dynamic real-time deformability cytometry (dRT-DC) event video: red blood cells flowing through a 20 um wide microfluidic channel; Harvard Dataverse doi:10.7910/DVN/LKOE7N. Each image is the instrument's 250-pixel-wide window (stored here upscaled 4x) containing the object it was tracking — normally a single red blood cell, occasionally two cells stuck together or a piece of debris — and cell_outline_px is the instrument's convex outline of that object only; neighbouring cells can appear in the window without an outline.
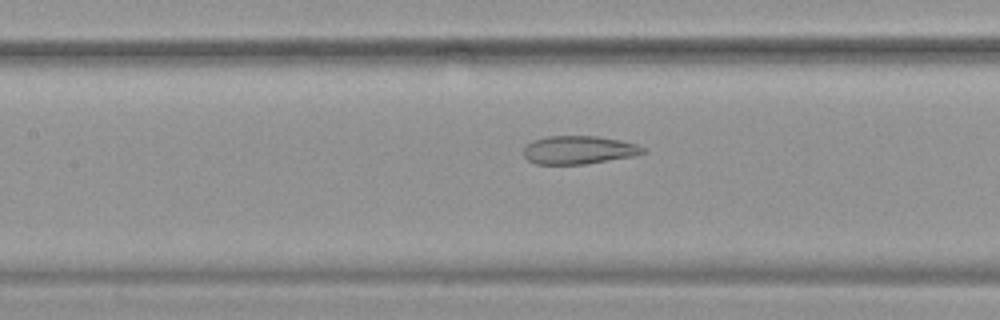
{"species": "common noctule bat (a hibernating species)", "species_latin": "Nyctalus noctula", "temperature_condition": "warm", "stored_images_in_passage": 49, "camera_frame_rate_fps": 3000, "um_per_image_px": 0.085, "animal": {"sex": "female", "body_mass_g": 19.9}, "frame": {"image": 1, "passage_image": 20, "time_ms": 6.333, "image_size_px": [1000, 320], "cell_outline_px": [[648, 152], [636, 156], [584, 164], [536, 164], [528, 160], [524, 156], [524, 148], [532, 140], [548, 136], [596, 136], [620, 140], [636, 144], [648, 148]], "centroid_in_image_um": [49.25, 12.75], "position_along_channel_um": 158.1, "area_um2": 19.83}}
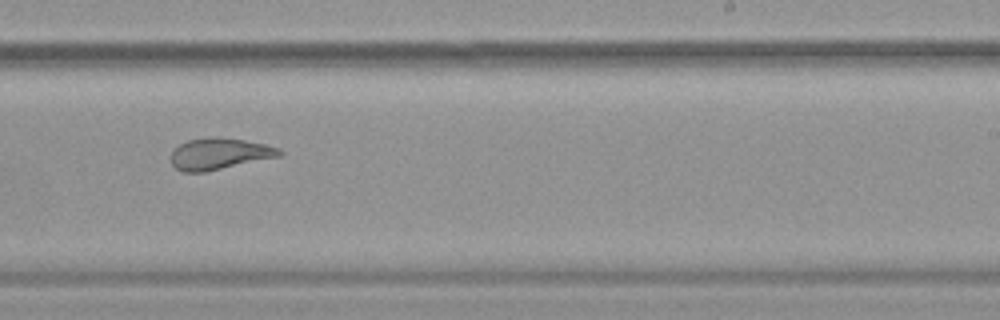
{"frame": {"image": 2, "passage_image": 29, "time_ms": 9.333, "image_size_px": [1000, 320], "cell_outline_px": [[284, 152], [280, 156], [204, 172], [184, 172], [176, 168], [172, 164], [172, 148], [188, 140], [208, 136], [220, 136], [244, 140], [264, 144], [280, 148]], "centroid_in_image_um": [18.64, 13.05], "position_along_channel_um": 270.4, "area_um2": 19.94}}
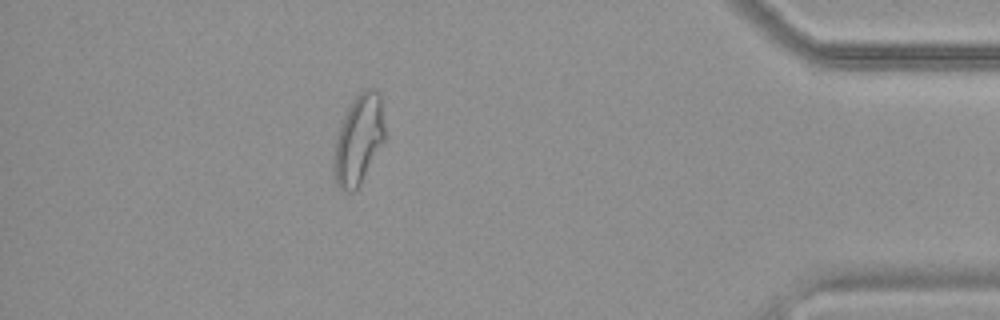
{"frame": {"image": 3, "passage_image": 43, "time_ms": 14.0, "image_size_px": [1000, 320], "cell_outline_px": [[384, 140], [360, 184], [352, 192], [344, 192], [336, 184], [332, 168], [336, 140], [340, 124], [348, 108], [356, 96], [364, 88], [372, 88], [380, 92], [384, 128]], "centroid_in_image_um": [30.46, 11.87], "position_along_channel_um": 404.7, "area_um2": 26.36}, "authors_computed_cell_mechanics": {"area_um2": 25.143, "velocity_mm_per_s": 3.7543, "shape_relaxation_time_tau1_ms": null, "shape_relaxation_time_tau2_ms": 1.6712, "deformation_change_tau1": null, "deformation_change_tau2": 0.0947}}